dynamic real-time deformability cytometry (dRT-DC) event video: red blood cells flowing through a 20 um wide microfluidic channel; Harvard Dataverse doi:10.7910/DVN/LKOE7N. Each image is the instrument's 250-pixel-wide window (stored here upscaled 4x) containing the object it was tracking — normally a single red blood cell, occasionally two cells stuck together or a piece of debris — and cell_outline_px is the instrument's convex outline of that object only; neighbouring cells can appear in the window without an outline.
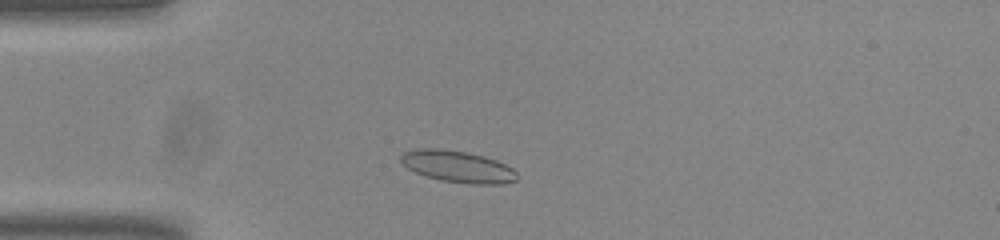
{"species": "common noctule bat (a hibernating species)", "species_latin": "Nyctalus noctula", "temperature_condition": "room temperature", "stored_images_in_passage": 46, "camera_frame_rate_fps": 3000, "um_per_image_px": 0.085, "animal": {"sex": "male", "body_mass_g": 20.0, "forearm_length_mm": 53.3}, "frame": {"image": 1, "passage_image": 6, "time_ms": 1.667, "image_size_px": [1000, 240], "cell_outline_px": [[516, 180], [500, 184], [468, 184], [440, 180], [416, 172], [408, 168], [400, 160], [400, 156], [404, 152], [416, 148], [440, 148], [468, 152], [484, 156], [496, 160], [512, 168], [516, 172]], "centroid_in_image_um": [38.89, 14.15], "position_along_channel_um": 46.1, "area_um2": 21.39}}
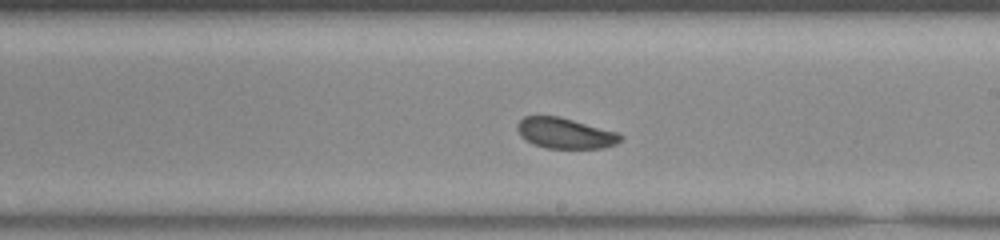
{"frame": {"image": 2, "passage_image": 23, "time_ms": 7.333, "image_size_px": [1000, 240], "cell_outline_px": [[624, 136], [616, 144], [604, 148], [544, 148], [532, 144], [524, 140], [520, 136], [516, 128], [516, 124], [524, 116], [560, 116], [616, 132]], "centroid_in_image_um": [47.99, 11.33], "position_along_channel_um": 241.0, "area_um2": 18.55}}
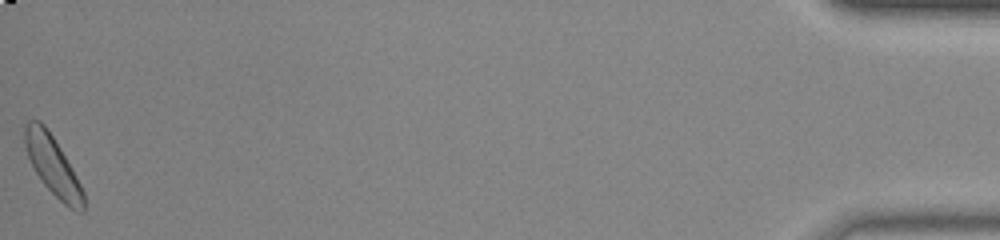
{"frame": {"image": 3, "passage_image": 46, "time_ms": 15.0, "image_size_px": [1000, 240], "cell_outline_px": [[84, 212], [80, 212], [68, 208], [44, 184], [36, 172], [28, 156], [24, 144], [24, 124], [28, 120], [40, 120], [44, 124], [60, 148], [72, 168], [84, 192]], "centroid_in_image_um": [4.48, 14.06], "position_along_channel_um": 430.7, "area_um2": 19.94}, "authors_computed_cell_mechanics": {"area_um2": 19.4208, "velocity_mm_per_s": 3.7618, "shape_relaxation_time_tau1_ms": 2.82, "shape_relaxation_time_tau2_ms": null, "deformation_change_tau1": 0.0713, "deformation_change_tau2": null}}